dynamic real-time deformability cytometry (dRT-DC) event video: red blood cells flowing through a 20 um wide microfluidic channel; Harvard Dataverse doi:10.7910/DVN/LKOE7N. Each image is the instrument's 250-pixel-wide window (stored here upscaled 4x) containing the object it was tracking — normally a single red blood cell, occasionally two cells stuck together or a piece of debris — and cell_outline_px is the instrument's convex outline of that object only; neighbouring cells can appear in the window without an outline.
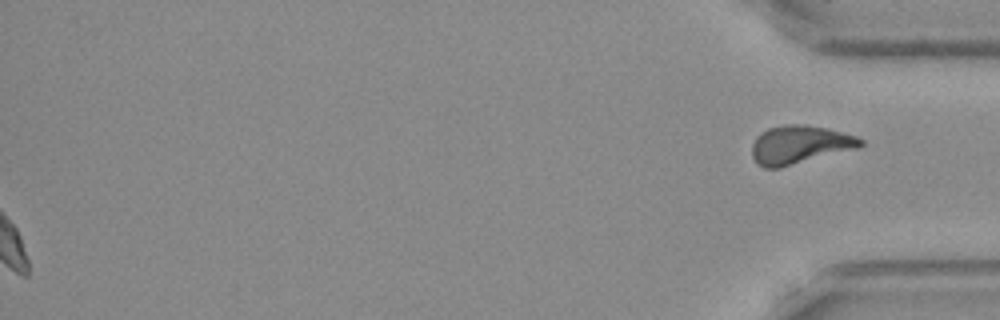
{"species": "Egyptian fruit bat (a non-hibernating species)", "species_latin": "Rousettus aegyptiacus", "temperature_condition": "warm", "stored_images_in_passage": 49, "segment_of_instrument_passage": [2, 2], "camera_frame_rate_fps": 3000, "um_per_image_px": 0.085, "frame": {"image": 1, "passage_image": 49, "time_ms": 16.0, "image_size_px": [1000, 320], "cell_outline_px": [[864, 144], [860, 148], [780, 168], [764, 168], [756, 164], [752, 156], [752, 144], [756, 136], [760, 132], [768, 128], [784, 124], [804, 124], [828, 128], [856, 136], [864, 140]], "centroid_in_image_um": [67.98, 12.3], "position_along_channel_um": 367.2, "area_um2": 24.74}}